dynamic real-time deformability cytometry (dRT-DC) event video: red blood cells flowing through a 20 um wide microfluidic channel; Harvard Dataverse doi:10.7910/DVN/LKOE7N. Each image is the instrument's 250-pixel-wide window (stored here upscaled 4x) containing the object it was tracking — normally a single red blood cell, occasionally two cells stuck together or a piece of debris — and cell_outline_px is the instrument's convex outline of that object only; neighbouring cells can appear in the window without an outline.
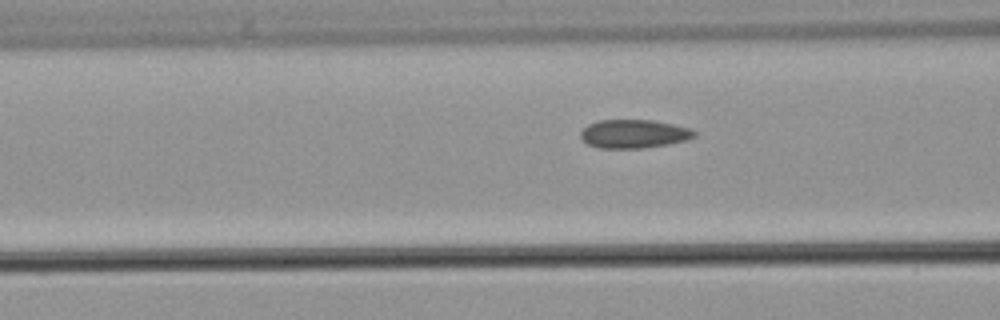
{"species": "common noctule bat (a hibernating species)", "species_latin": "Nyctalus noctula", "temperature_condition": "warm", "stored_images_in_passage": 5, "camera_frame_rate_fps": 3000, "um_per_image_px": 0.085, "animal": {"sex": "male", "body_mass_g": 21.5, "forearm_length_mm": 52.0}, "frame": {"image": 1, "passage_image": 5, "time_ms": 6.333, "image_size_px": [1000, 320], "cell_outline_px": [[696, 136], [688, 140], [668, 144], [644, 148], [596, 148], [588, 144], [580, 136], [580, 132], [588, 124], [600, 120], [652, 120], [672, 124], [688, 128], [696, 132]], "centroid_in_image_um": [53.87, 11.38], "position_along_channel_um": 112.7, "area_um2": 18.9}}